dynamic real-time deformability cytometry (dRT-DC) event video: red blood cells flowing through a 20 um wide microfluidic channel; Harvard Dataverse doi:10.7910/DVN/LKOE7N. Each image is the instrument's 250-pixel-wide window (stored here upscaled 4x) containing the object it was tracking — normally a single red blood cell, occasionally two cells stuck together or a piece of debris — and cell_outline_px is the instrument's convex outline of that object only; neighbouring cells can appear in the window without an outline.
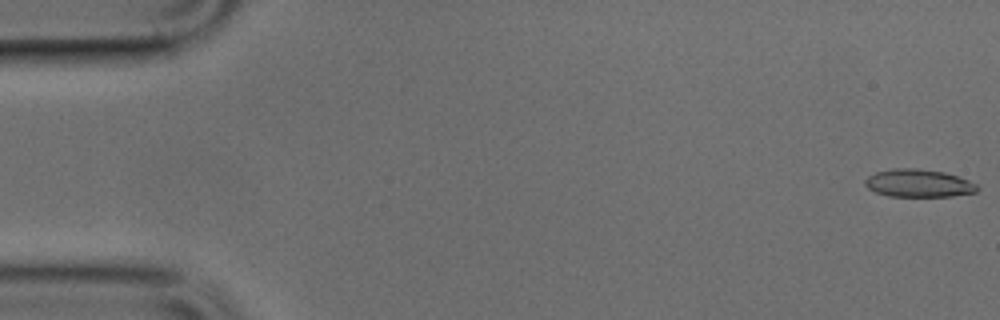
{"species": "common noctule bat (a hibernating species)", "species_latin": "Nyctalus noctula", "temperature_condition": "cold", "stored_images_in_passage": 50, "camera_frame_rate_fps": 3000, "um_per_image_px": 0.085, "animal": {"sex": "male", "body_mass_g": 17.9, "forearm_length_mm": 54.2}, "frame": {"image": 1, "passage_image": 1, "time_ms": 0.0, "image_size_px": [1000, 320], "cell_outline_px": [[980, 188], [976, 192], [952, 196], [888, 196], [876, 192], [868, 188], [864, 184], [864, 180], [868, 176], [876, 172], [892, 168], [916, 168], [944, 172], [968, 180], [976, 184]], "centroid_in_image_um": [78.06, 15.57], "position_along_channel_um": 6.9, "area_um2": 18.15}}
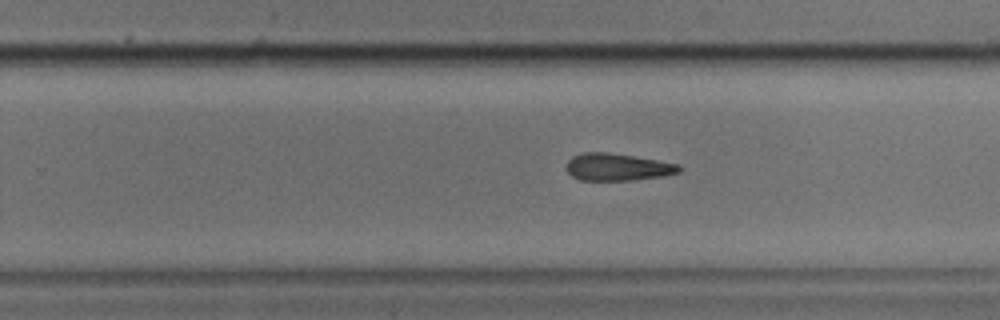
{"frame": {"image": 2, "passage_image": 31, "time_ms": 10.0, "image_size_px": [1000, 320], "cell_outline_px": [[680, 172], [664, 176], [632, 180], [580, 180], [572, 176], [568, 172], [568, 160], [572, 156], [584, 152], [608, 152], [680, 164]], "centroid_in_image_um": [52.49, 14.2], "position_along_channel_um": 277.3, "area_um2": 17.74}}
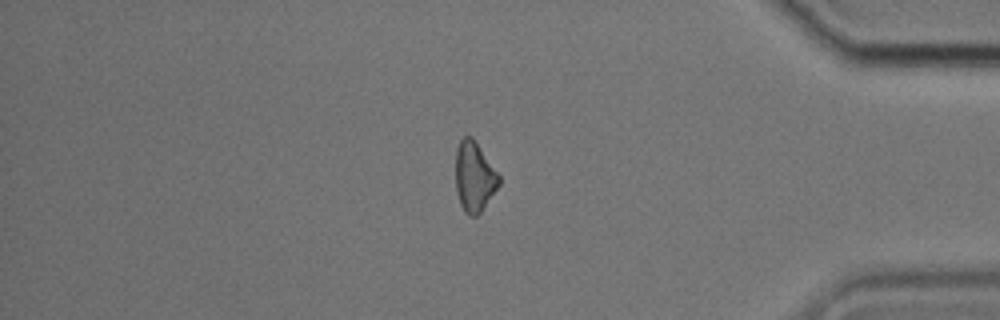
{"frame": {"image": 3, "passage_image": 42, "time_ms": 13.667, "image_size_px": [1000, 320], "cell_outline_px": [[500, 184], [480, 212], [476, 216], [468, 216], [464, 212], [460, 204], [456, 188], [456, 148], [460, 140], [464, 136], [472, 136], [500, 176]], "centroid_in_image_um": [40.3, 15.02], "position_along_channel_um": 394.9, "area_um2": 17.57}}